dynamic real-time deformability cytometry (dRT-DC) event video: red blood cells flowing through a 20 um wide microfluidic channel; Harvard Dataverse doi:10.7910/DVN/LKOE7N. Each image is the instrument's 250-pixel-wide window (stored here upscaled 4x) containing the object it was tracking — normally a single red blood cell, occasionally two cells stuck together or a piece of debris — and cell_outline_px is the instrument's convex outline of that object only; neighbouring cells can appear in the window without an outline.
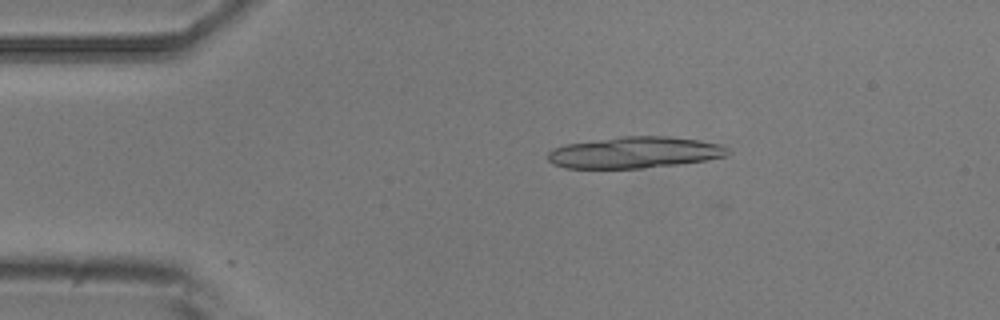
{"species": "common noctule bat (a hibernating species)", "species_latin": "Nyctalus noctula", "temperature_condition": "room temperature", "stored_images_in_passage": 5, "camera_frame_rate_fps": 3000, "um_per_image_px": 0.085, "animal": {"sex": "male", "body_mass_g": 20.5, "forearm_length_mm": 52.5}, "frame": {"image": 1, "passage_image": 3, "time_ms": 2.333, "image_size_px": [1000, 320], "cell_outline_px": [[728, 152], [724, 156], [708, 160], [680, 164], [644, 168], [564, 168], [552, 164], [548, 160], [548, 152], [552, 148], [564, 144], [620, 136], [668, 136], [700, 140], [720, 144], [728, 148]], "centroid_in_image_um": [53.91, 12.96], "position_along_channel_um": 31.1, "area_um2": 33.18}}